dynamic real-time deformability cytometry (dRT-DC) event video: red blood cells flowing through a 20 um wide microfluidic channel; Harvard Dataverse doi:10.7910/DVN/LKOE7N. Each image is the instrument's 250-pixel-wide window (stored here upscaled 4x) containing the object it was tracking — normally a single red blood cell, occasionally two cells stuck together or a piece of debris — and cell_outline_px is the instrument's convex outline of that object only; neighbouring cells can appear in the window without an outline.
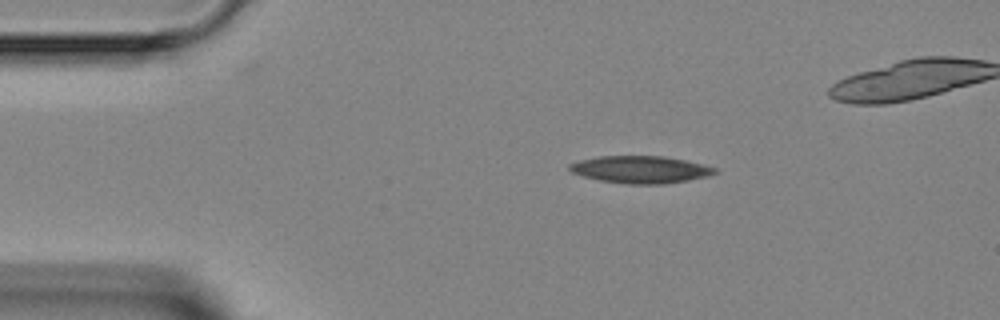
{"species": "Egyptian fruit bat (a non-hibernating species)", "species_latin": "Rousettus aegyptiacus", "temperature_condition": "room temperature", "stored_images_in_passage": 3, "camera_frame_rate_fps": 3000, "um_per_image_px": 0.085, "animal": {"sex": "female"}, "frame": {"image": 1, "passage_image": 1, "time_ms": 0.0, "image_size_px": [1000, 320], "cell_outline_px": [[720, 172], [708, 176], [688, 180], [664, 184], [628, 184], [600, 180], [584, 176], [572, 172], [568, 168], [568, 164], [580, 160], [600, 156], [664, 156], [704, 164], [716, 168]], "centroid_in_image_um": [54.48, 14.41], "position_along_channel_um": 30.5, "area_um2": 23.06}}